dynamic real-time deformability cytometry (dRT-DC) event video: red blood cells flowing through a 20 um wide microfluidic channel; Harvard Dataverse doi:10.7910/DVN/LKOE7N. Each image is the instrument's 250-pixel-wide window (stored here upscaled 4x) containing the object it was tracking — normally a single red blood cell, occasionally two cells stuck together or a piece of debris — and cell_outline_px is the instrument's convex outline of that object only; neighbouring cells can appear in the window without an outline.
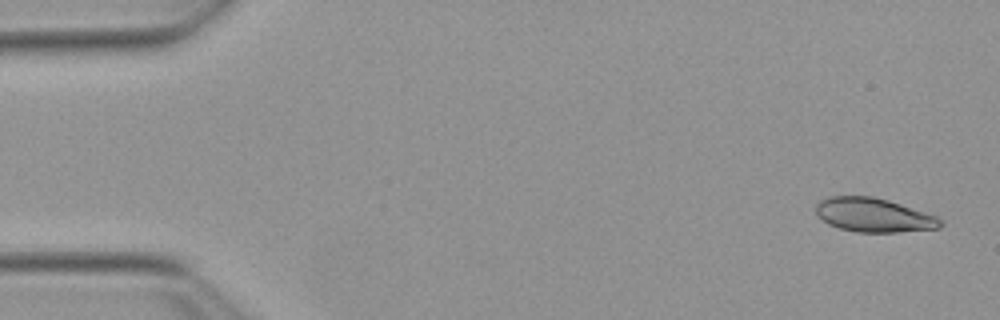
{"species": "Egyptian fruit bat (a non-hibernating species)", "species_latin": "Rousettus aegyptiacus", "temperature_condition": "warm", "stored_images_in_passage": 43, "camera_frame_rate_fps": 3000, "um_per_image_px": 0.085, "animal": {"sex": "female"}, "frame": {"image": 1, "passage_image": 2, "time_ms": 0.333, "image_size_px": [1000, 320], "cell_outline_px": [[944, 224], [940, 228], [896, 232], [856, 232], [840, 228], [828, 224], [816, 216], [816, 204], [820, 200], [832, 196], [872, 196], [888, 200], [936, 216]], "centroid_in_image_um": [74.23, 18.28], "position_along_channel_um": 10.8, "area_um2": 24.57}}
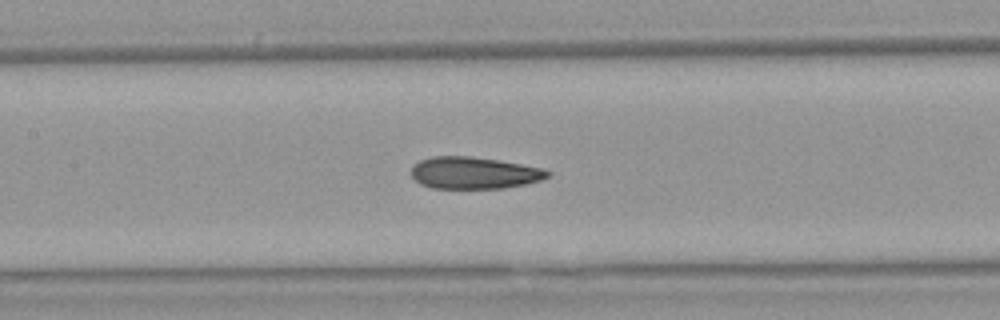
{"frame": {"image": 2, "passage_image": 24, "time_ms": 7.667, "image_size_px": [1000, 320], "cell_outline_px": [[552, 172], [548, 176], [540, 180], [524, 184], [504, 188], [432, 188], [420, 184], [412, 176], [412, 164], [420, 160], [432, 156], [472, 156], [544, 168]], "centroid_in_image_um": [40.27, 14.69], "position_along_channel_um": 167.1, "area_um2": 25.32}}
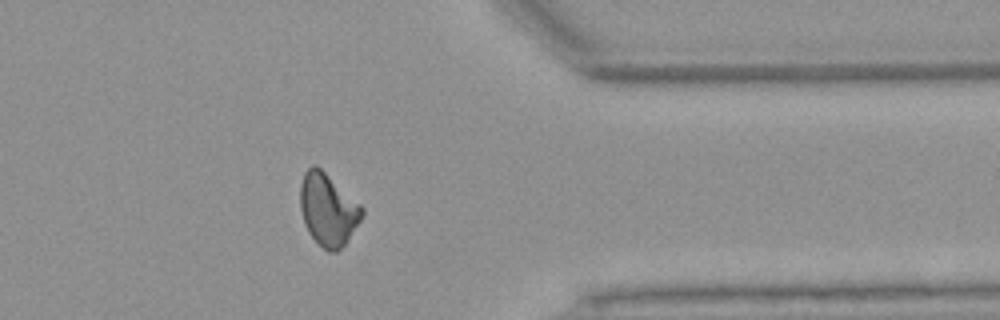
{"frame": {"image": 3, "passage_image": 42, "time_ms": 13.667, "image_size_px": [1000, 320], "cell_outline_px": [[364, 212], [360, 220], [344, 244], [336, 252], [328, 252], [308, 232], [304, 224], [300, 208], [300, 184], [304, 172], [312, 164], [316, 164], [360, 204], [364, 208]], "centroid_in_image_um": [27.85, 17.79], "position_along_channel_um": 383.6, "area_um2": 25.72}}